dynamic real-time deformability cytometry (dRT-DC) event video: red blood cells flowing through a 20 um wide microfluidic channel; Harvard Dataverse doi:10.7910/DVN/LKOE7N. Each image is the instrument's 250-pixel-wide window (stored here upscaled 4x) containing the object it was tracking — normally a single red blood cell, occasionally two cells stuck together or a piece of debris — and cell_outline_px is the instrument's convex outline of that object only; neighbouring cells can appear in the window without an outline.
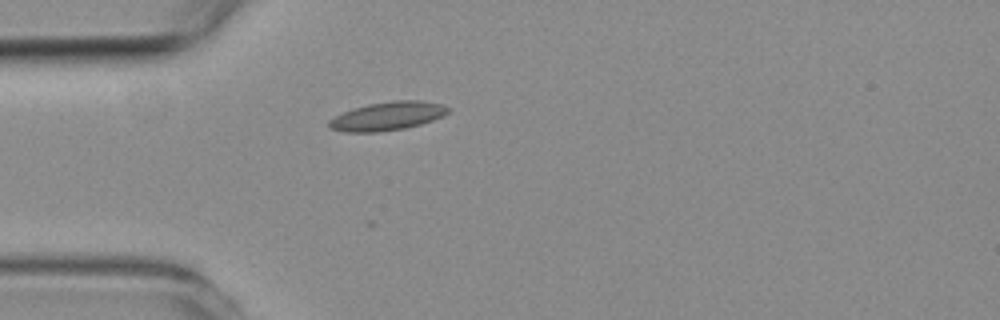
{"species": "common noctule bat (a hibernating species)", "species_latin": "Nyctalus noctula", "temperature_condition": "room temperature", "stored_images_in_passage": 1, "camera_frame_rate_fps": 3000, "um_per_image_px": 0.085, "animal": {"sex": "female", "body_mass_g": 19.3, "forearm_length_mm": 54.1}, "frame": {"image": 1, "passage_image": 1, "time_ms": 0.0, "image_size_px": [1000, 320], "cell_outline_px": [[448, 112], [444, 116], [420, 124], [404, 128], [380, 132], [344, 132], [328, 128], [328, 120], [344, 112], [368, 104], [396, 100], [420, 100], [440, 104], [448, 108]], "centroid_in_image_um": [32.91, 9.88], "position_along_channel_um": 52.1, "area_um2": 19.59}}